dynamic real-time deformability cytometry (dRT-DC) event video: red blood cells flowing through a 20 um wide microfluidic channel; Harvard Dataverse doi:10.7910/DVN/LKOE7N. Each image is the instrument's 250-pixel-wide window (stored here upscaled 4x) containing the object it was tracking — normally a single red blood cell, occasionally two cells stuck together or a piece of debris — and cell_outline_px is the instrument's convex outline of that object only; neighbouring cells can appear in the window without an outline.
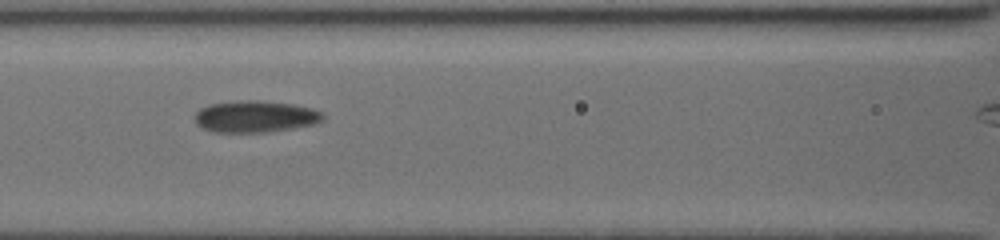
{"species": "common noctule bat (a hibernating species)", "species_latin": "Nyctalus noctula", "temperature_condition": "cold", "stored_images_in_passage": 35, "camera_frame_rate_fps": 3000, "um_per_image_px": 0.085, "animal": {"sex": "female", "body_mass_g": 19.5, "forearm_length_mm": 54.1}, "frame": {"image": 1, "passage_image": 13, "time_ms": 5.0, "image_size_px": [1000, 240], "cell_outline_px": [[324, 116], [316, 124], [292, 128], [264, 132], [212, 132], [196, 124], [196, 112], [200, 108], [208, 104], [236, 100], [260, 100], [292, 104], [312, 108], [324, 112]], "centroid_in_image_um": [21.69, 9.89], "position_along_channel_um": 144.9, "area_um2": 23.76}}
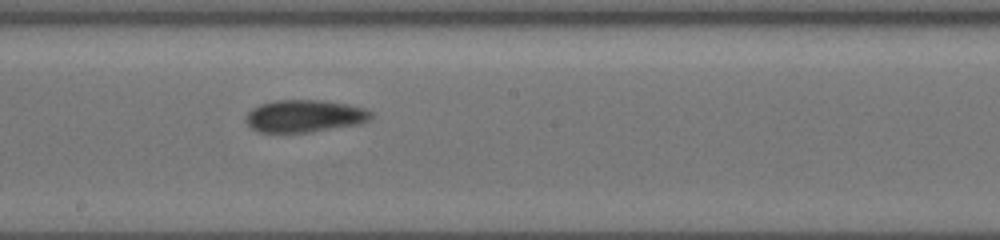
{"frame": {"image": 2, "passage_image": 19, "time_ms": 7.0, "image_size_px": [1000, 240], "cell_outline_px": [[372, 116], [368, 120], [356, 124], [308, 132], [260, 132], [252, 128], [248, 124], [248, 112], [252, 108], [260, 104], [276, 100], [324, 100], [344, 104], [360, 108], [372, 112]], "centroid_in_image_um": [25.85, 9.85], "position_along_channel_um": 222.3, "area_um2": 23.0}}
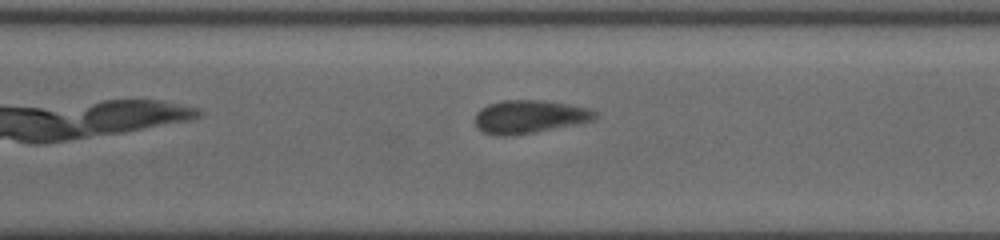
{"frame": {"image": 3, "passage_image": 27, "time_ms": 9.667, "image_size_px": [1000, 240], "cell_outline_px": [[600, 116], [592, 120], [576, 124], [512, 136], [496, 136], [484, 132], [472, 120], [476, 112], [480, 108], [488, 104], [504, 100], [544, 100], [568, 104], [588, 108], [596, 112]], "centroid_in_image_um": [44.97, 9.91], "position_along_channel_um": 325.6, "area_um2": 23.29}}